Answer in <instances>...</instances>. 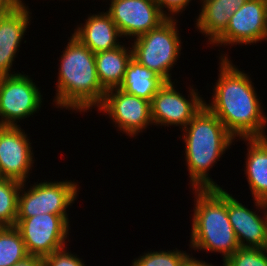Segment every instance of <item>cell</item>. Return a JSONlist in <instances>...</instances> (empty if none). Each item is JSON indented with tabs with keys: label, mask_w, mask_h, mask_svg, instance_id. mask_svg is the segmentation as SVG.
Returning a JSON list of instances; mask_svg holds the SVG:
<instances>
[{
	"label": "cell",
	"mask_w": 267,
	"mask_h": 266,
	"mask_svg": "<svg viewBox=\"0 0 267 266\" xmlns=\"http://www.w3.org/2000/svg\"><path fill=\"white\" fill-rule=\"evenodd\" d=\"M219 58V78L213 85L212 102L205 101L204 105L235 139L267 137V116L251 78L233 65L227 54L221 53Z\"/></svg>",
	"instance_id": "6da1fadb"
},
{
	"label": "cell",
	"mask_w": 267,
	"mask_h": 266,
	"mask_svg": "<svg viewBox=\"0 0 267 266\" xmlns=\"http://www.w3.org/2000/svg\"><path fill=\"white\" fill-rule=\"evenodd\" d=\"M182 132L185 161L193 189L221 188L208 176V171L220 161L235 138L205 105Z\"/></svg>",
	"instance_id": "3957f363"
},
{
	"label": "cell",
	"mask_w": 267,
	"mask_h": 266,
	"mask_svg": "<svg viewBox=\"0 0 267 266\" xmlns=\"http://www.w3.org/2000/svg\"><path fill=\"white\" fill-rule=\"evenodd\" d=\"M22 182L0 177V227L15 226Z\"/></svg>",
	"instance_id": "7402d4cb"
},
{
	"label": "cell",
	"mask_w": 267,
	"mask_h": 266,
	"mask_svg": "<svg viewBox=\"0 0 267 266\" xmlns=\"http://www.w3.org/2000/svg\"><path fill=\"white\" fill-rule=\"evenodd\" d=\"M66 246L43 258L44 266H85V262L76 254L67 251Z\"/></svg>",
	"instance_id": "d4e9b609"
},
{
	"label": "cell",
	"mask_w": 267,
	"mask_h": 266,
	"mask_svg": "<svg viewBox=\"0 0 267 266\" xmlns=\"http://www.w3.org/2000/svg\"><path fill=\"white\" fill-rule=\"evenodd\" d=\"M27 136L20 125H0V177L22 183L28 180L35 160Z\"/></svg>",
	"instance_id": "4fadbf2b"
},
{
	"label": "cell",
	"mask_w": 267,
	"mask_h": 266,
	"mask_svg": "<svg viewBox=\"0 0 267 266\" xmlns=\"http://www.w3.org/2000/svg\"><path fill=\"white\" fill-rule=\"evenodd\" d=\"M68 215L40 214L30 218L16 219L15 227L20 232L27 252L44 258L67 245L69 235ZM66 243V244H65Z\"/></svg>",
	"instance_id": "ba28073f"
},
{
	"label": "cell",
	"mask_w": 267,
	"mask_h": 266,
	"mask_svg": "<svg viewBox=\"0 0 267 266\" xmlns=\"http://www.w3.org/2000/svg\"><path fill=\"white\" fill-rule=\"evenodd\" d=\"M100 112L108 115L115 127L130 137H135L143 132L149 125H153L151 119V102L128 94L119 88L109 89L101 105Z\"/></svg>",
	"instance_id": "9c48e42d"
},
{
	"label": "cell",
	"mask_w": 267,
	"mask_h": 266,
	"mask_svg": "<svg viewBox=\"0 0 267 266\" xmlns=\"http://www.w3.org/2000/svg\"><path fill=\"white\" fill-rule=\"evenodd\" d=\"M176 21V18H168L156 29L136 37L132 44L133 58L166 82H172L170 70L181 54L182 43Z\"/></svg>",
	"instance_id": "5b68a950"
},
{
	"label": "cell",
	"mask_w": 267,
	"mask_h": 266,
	"mask_svg": "<svg viewBox=\"0 0 267 266\" xmlns=\"http://www.w3.org/2000/svg\"><path fill=\"white\" fill-rule=\"evenodd\" d=\"M85 21V24L77 26L72 35L93 53L111 50L121 45L118 38L122 36L107 12L91 14Z\"/></svg>",
	"instance_id": "2e32d148"
},
{
	"label": "cell",
	"mask_w": 267,
	"mask_h": 266,
	"mask_svg": "<svg viewBox=\"0 0 267 266\" xmlns=\"http://www.w3.org/2000/svg\"><path fill=\"white\" fill-rule=\"evenodd\" d=\"M13 73L0 76L1 126H18V121L37 113L43 103V95L33 79L20 72Z\"/></svg>",
	"instance_id": "52a82bcc"
},
{
	"label": "cell",
	"mask_w": 267,
	"mask_h": 266,
	"mask_svg": "<svg viewBox=\"0 0 267 266\" xmlns=\"http://www.w3.org/2000/svg\"><path fill=\"white\" fill-rule=\"evenodd\" d=\"M25 185L24 182L20 187L17 219L44 213L68 215L67 208L76 201L79 192V185L71 180L37 182L33 186L30 185L27 191L24 189Z\"/></svg>",
	"instance_id": "8992f818"
},
{
	"label": "cell",
	"mask_w": 267,
	"mask_h": 266,
	"mask_svg": "<svg viewBox=\"0 0 267 266\" xmlns=\"http://www.w3.org/2000/svg\"><path fill=\"white\" fill-rule=\"evenodd\" d=\"M223 266H267V248L239 247Z\"/></svg>",
	"instance_id": "cb8c5ba5"
},
{
	"label": "cell",
	"mask_w": 267,
	"mask_h": 266,
	"mask_svg": "<svg viewBox=\"0 0 267 266\" xmlns=\"http://www.w3.org/2000/svg\"><path fill=\"white\" fill-rule=\"evenodd\" d=\"M22 3V0H0V14L9 13Z\"/></svg>",
	"instance_id": "4316f807"
},
{
	"label": "cell",
	"mask_w": 267,
	"mask_h": 266,
	"mask_svg": "<svg viewBox=\"0 0 267 266\" xmlns=\"http://www.w3.org/2000/svg\"><path fill=\"white\" fill-rule=\"evenodd\" d=\"M132 57V48H125V45L122 44L117 48L95 53L97 76L101 86L106 91L119 88Z\"/></svg>",
	"instance_id": "ac0fdd59"
},
{
	"label": "cell",
	"mask_w": 267,
	"mask_h": 266,
	"mask_svg": "<svg viewBox=\"0 0 267 266\" xmlns=\"http://www.w3.org/2000/svg\"><path fill=\"white\" fill-rule=\"evenodd\" d=\"M67 43L59 60L57 93L53 102L57 108L73 112H85L93 106L98 108L106 90L97 76L95 53L74 35Z\"/></svg>",
	"instance_id": "7a4b0ae2"
},
{
	"label": "cell",
	"mask_w": 267,
	"mask_h": 266,
	"mask_svg": "<svg viewBox=\"0 0 267 266\" xmlns=\"http://www.w3.org/2000/svg\"><path fill=\"white\" fill-rule=\"evenodd\" d=\"M174 82H166L153 96L151 102V119L153 125L181 126L182 130L201 110L205 104L203 97L199 96L198 89L190 86L189 95L186 99L175 89Z\"/></svg>",
	"instance_id": "30bf717a"
},
{
	"label": "cell",
	"mask_w": 267,
	"mask_h": 266,
	"mask_svg": "<svg viewBox=\"0 0 267 266\" xmlns=\"http://www.w3.org/2000/svg\"><path fill=\"white\" fill-rule=\"evenodd\" d=\"M165 83L166 81L158 74L144 67L132 57L126 67L125 76L119 89L152 102L153 96Z\"/></svg>",
	"instance_id": "d6986e66"
},
{
	"label": "cell",
	"mask_w": 267,
	"mask_h": 266,
	"mask_svg": "<svg viewBox=\"0 0 267 266\" xmlns=\"http://www.w3.org/2000/svg\"><path fill=\"white\" fill-rule=\"evenodd\" d=\"M194 215L190 248L222 253L223 263L240 247L227 213V191L193 189Z\"/></svg>",
	"instance_id": "277c9868"
},
{
	"label": "cell",
	"mask_w": 267,
	"mask_h": 266,
	"mask_svg": "<svg viewBox=\"0 0 267 266\" xmlns=\"http://www.w3.org/2000/svg\"><path fill=\"white\" fill-rule=\"evenodd\" d=\"M247 143L245 174L254 200L267 203V137L242 138Z\"/></svg>",
	"instance_id": "e0dca14e"
},
{
	"label": "cell",
	"mask_w": 267,
	"mask_h": 266,
	"mask_svg": "<svg viewBox=\"0 0 267 266\" xmlns=\"http://www.w3.org/2000/svg\"><path fill=\"white\" fill-rule=\"evenodd\" d=\"M176 249V250H175ZM173 251H150L132 261L131 266H182L191 256L186 251L175 248Z\"/></svg>",
	"instance_id": "603a6c76"
},
{
	"label": "cell",
	"mask_w": 267,
	"mask_h": 266,
	"mask_svg": "<svg viewBox=\"0 0 267 266\" xmlns=\"http://www.w3.org/2000/svg\"><path fill=\"white\" fill-rule=\"evenodd\" d=\"M255 209L263 217L248 209L227 192V213L230 223L242 248H267V203L254 200Z\"/></svg>",
	"instance_id": "5bb4252c"
},
{
	"label": "cell",
	"mask_w": 267,
	"mask_h": 266,
	"mask_svg": "<svg viewBox=\"0 0 267 266\" xmlns=\"http://www.w3.org/2000/svg\"><path fill=\"white\" fill-rule=\"evenodd\" d=\"M182 266H213L210 263L205 262L204 260H198L193 256H190Z\"/></svg>",
	"instance_id": "f1b7e54d"
},
{
	"label": "cell",
	"mask_w": 267,
	"mask_h": 266,
	"mask_svg": "<svg viewBox=\"0 0 267 266\" xmlns=\"http://www.w3.org/2000/svg\"><path fill=\"white\" fill-rule=\"evenodd\" d=\"M190 1L191 0H154L161 12L169 19H174L177 14L185 11L186 6H189ZM164 7L167 8L169 13H167V10L163 9Z\"/></svg>",
	"instance_id": "484cf974"
},
{
	"label": "cell",
	"mask_w": 267,
	"mask_h": 266,
	"mask_svg": "<svg viewBox=\"0 0 267 266\" xmlns=\"http://www.w3.org/2000/svg\"><path fill=\"white\" fill-rule=\"evenodd\" d=\"M264 40H267V0H247L233 13L226 30L211 45H254Z\"/></svg>",
	"instance_id": "8fae6325"
},
{
	"label": "cell",
	"mask_w": 267,
	"mask_h": 266,
	"mask_svg": "<svg viewBox=\"0 0 267 266\" xmlns=\"http://www.w3.org/2000/svg\"><path fill=\"white\" fill-rule=\"evenodd\" d=\"M200 1L202 9L195 21L196 28L212 44L226 30L233 12L227 7L226 0Z\"/></svg>",
	"instance_id": "ffe728a7"
},
{
	"label": "cell",
	"mask_w": 267,
	"mask_h": 266,
	"mask_svg": "<svg viewBox=\"0 0 267 266\" xmlns=\"http://www.w3.org/2000/svg\"><path fill=\"white\" fill-rule=\"evenodd\" d=\"M110 3L106 12L122 37L136 38L168 19L154 0H111Z\"/></svg>",
	"instance_id": "7c38bea8"
},
{
	"label": "cell",
	"mask_w": 267,
	"mask_h": 266,
	"mask_svg": "<svg viewBox=\"0 0 267 266\" xmlns=\"http://www.w3.org/2000/svg\"><path fill=\"white\" fill-rule=\"evenodd\" d=\"M28 7L22 3L13 11L0 14V76L13 75L12 64L31 21Z\"/></svg>",
	"instance_id": "9a60e30c"
},
{
	"label": "cell",
	"mask_w": 267,
	"mask_h": 266,
	"mask_svg": "<svg viewBox=\"0 0 267 266\" xmlns=\"http://www.w3.org/2000/svg\"><path fill=\"white\" fill-rule=\"evenodd\" d=\"M247 0H226L227 7L234 13L239 9Z\"/></svg>",
	"instance_id": "f546056e"
},
{
	"label": "cell",
	"mask_w": 267,
	"mask_h": 266,
	"mask_svg": "<svg viewBox=\"0 0 267 266\" xmlns=\"http://www.w3.org/2000/svg\"><path fill=\"white\" fill-rule=\"evenodd\" d=\"M29 256L15 226L0 227V266H13Z\"/></svg>",
	"instance_id": "44dd1931"
},
{
	"label": "cell",
	"mask_w": 267,
	"mask_h": 266,
	"mask_svg": "<svg viewBox=\"0 0 267 266\" xmlns=\"http://www.w3.org/2000/svg\"><path fill=\"white\" fill-rule=\"evenodd\" d=\"M13 266H44V264L43 258L29 255L27 258L16 263Z\"/></svg>",
	"instance_id": "83f0119b"
}]
</instances>
